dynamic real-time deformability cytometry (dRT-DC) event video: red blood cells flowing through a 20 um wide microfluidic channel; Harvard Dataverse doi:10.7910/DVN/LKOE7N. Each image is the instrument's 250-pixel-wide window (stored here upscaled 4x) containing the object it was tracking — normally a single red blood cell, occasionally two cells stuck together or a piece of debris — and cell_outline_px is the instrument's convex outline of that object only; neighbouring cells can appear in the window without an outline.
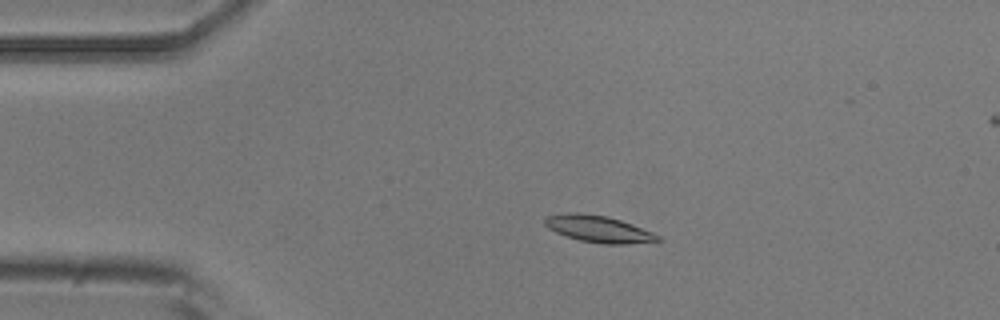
{"species": "common noctule bat (a hibernating species)", "species_latin": "Nyctalus noctula", "temperature_condition": "room temperature", "stored_images_in_passage": 4, "camera_frame_rate_fps": 3000, "um_per_image_px": 0.085, "animal": {"sex": "male", "body_mass_g": 20.5, "forearm_length_mm": 52.5}, "frame": {"image": 1, "passage_image": 2, "time_ms": 1.0, "image_size_px": [1000, 320], "cell_outline_px": [[664, 240], [628, 244], [604, 244], [580, 240], [556, 232], [548, 228], [544, 224], [544, 220], [548, 216], [576, 212], [608, 216], [632, 224], [652, 232], [660, 236]], "centroid_in_image_um": [50.92, 19.47], "position_along_channel_um": 34.1, "area_um2": 17.4}}